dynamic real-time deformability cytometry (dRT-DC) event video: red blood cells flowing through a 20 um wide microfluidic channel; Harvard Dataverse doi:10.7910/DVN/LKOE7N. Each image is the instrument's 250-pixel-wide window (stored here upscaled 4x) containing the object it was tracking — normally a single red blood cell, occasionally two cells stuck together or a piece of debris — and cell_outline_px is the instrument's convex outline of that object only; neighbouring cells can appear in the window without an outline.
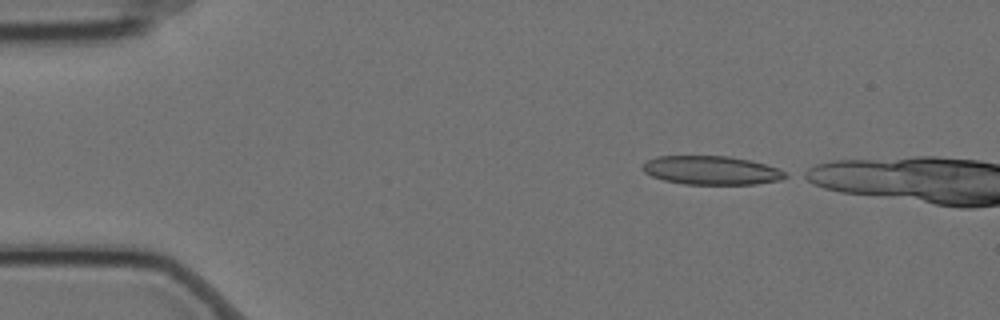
{"species": "Egyptian fruit bat (a non-hibernating species)", "species_latin": "Rousettus aegyptiacus", "temperature_condition": "cold", "stored_images_in_passage": 5, "camera_frame_rate_fps": 3000, "um_per_image_px": 0.085, "animal": {"sex": "female"}, "frame": {"image": 1, "passage_image": 1, "time_ms": 0.0, "image_size_px": [1000, 320], "cell_outline_px": [[788, 176], [780, 180], [756, 184], [684, 184], [664, 180], [652, 176], [644, 172], [644, 164], [648, 160], [656, 156], [728, 156], [748, 160], [764, 164], [776, 168], [784, 172]], "centroid_in_image_um": [60.46, 14.48], "position_along_channel_um": 24.5, "area_um2": 23.58}}